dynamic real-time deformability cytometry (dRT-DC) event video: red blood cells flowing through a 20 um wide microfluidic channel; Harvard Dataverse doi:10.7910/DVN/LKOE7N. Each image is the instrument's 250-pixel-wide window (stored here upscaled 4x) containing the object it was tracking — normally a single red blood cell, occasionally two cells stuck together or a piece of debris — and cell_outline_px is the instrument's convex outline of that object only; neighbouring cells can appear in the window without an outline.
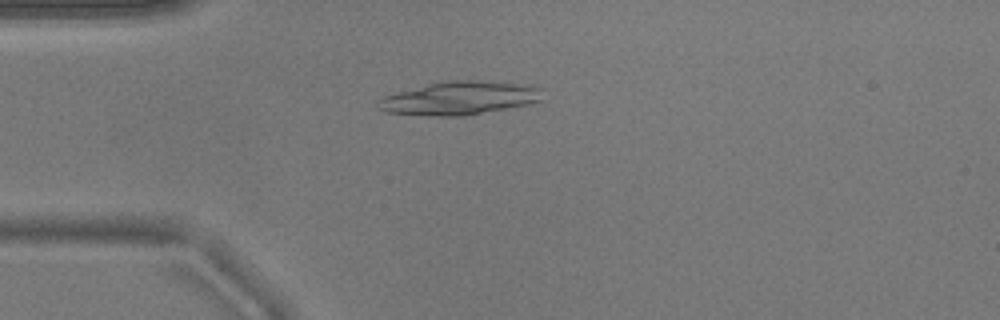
{"species": "common noctule bat (a hibernating species)", "species_latin": "Nyctalus noctula", "temperature_condition": "warm", "stored_images_in_passage": 13, "camera_frame_rate_fps": 3000, "um_per_image_px": 0.085, "animal": {"sex": "male", "body_mass_g": 17.9}, "frame": {"image": 1, "passage_image": 3, "time_ms": 0.667, "image_size_px": [1000, 320], "cell_outline_px": [[544, 100], [528, 104], [464, 116], [440, 116], [388, 112], [376, 108], [376, 100], [384, 96], [428, 84], [452, 80], [484, 80], [528, 84], [540, 88]], "centroid_in_image_um": [39.1, 8.33], "position_along_channel_um": 45.9, "area_um2": 31.91}}
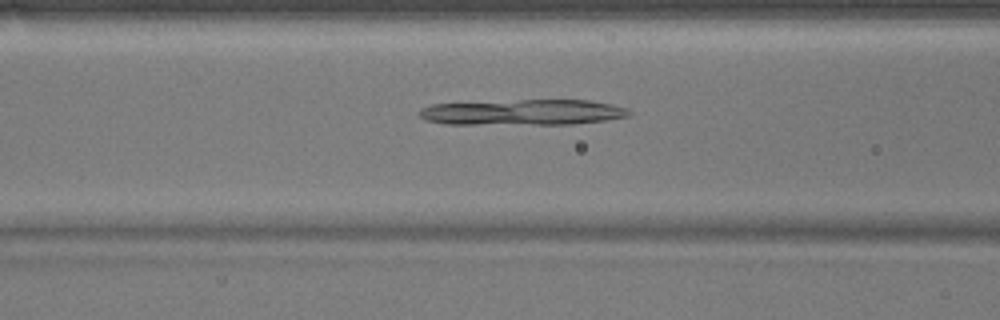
{"frame": {"image": 2, "passage_image": 10, "time_ms": 3.0, "image_size_px": [1000, 320], "cell_outline_px": [[632, 112], [628, 116], [604, 120], [572, 124], [444, 124], [424, 120], [416, 112], [420, 108], [432, 104], [520, 100], [592, 100], [612, 104], [628, 108]], "centroid_in_image_um": [44.42, 9.54], "position_along_channel_um": 122.2, "area_um2": 31.56}}